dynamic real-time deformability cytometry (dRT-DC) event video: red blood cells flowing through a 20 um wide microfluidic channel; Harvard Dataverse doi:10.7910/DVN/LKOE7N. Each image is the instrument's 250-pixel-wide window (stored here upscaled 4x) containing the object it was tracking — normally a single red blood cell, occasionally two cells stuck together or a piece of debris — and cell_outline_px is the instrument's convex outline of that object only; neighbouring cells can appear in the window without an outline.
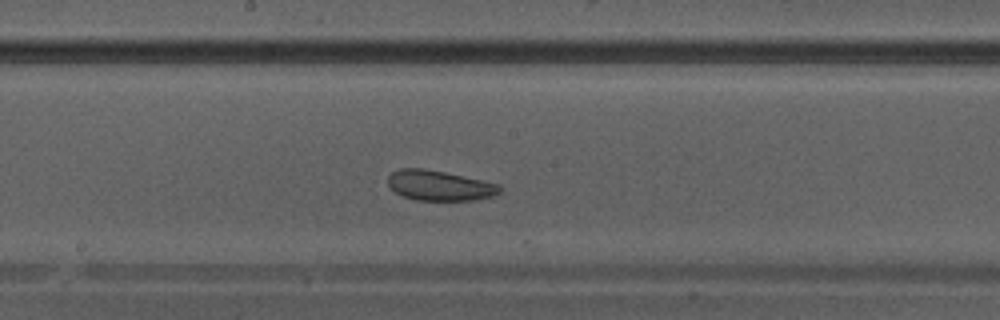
{"species": "Egyptian fruit bat (a non-hibernating species)", "species_latin": "Rousettus aegyptiacus", "temperature_condition": "warm", "stored_images_in_passage": 30, "camera_frame_rate_fps": 3000, "um_per_image_px": 0.085, "animal": {"sex": "male"}, "frame": {"image": 1, "passage_image": 14, "time_ms": 4.333, "image_size_px": [1000, 320], "cell_outline_px": [[504, 188], [500, 192], [492, 196], [476, 200], [416, 200], [404, 196], [396, 192], [388, 184], [388, 176], [392, 172], [400, 168], [424, 168], [484, 180], [500, 184]], "centroid_in_image_um": [37.4, 15.76], "position_along_channel_um": 210.8, "area_um2": 19.71}}
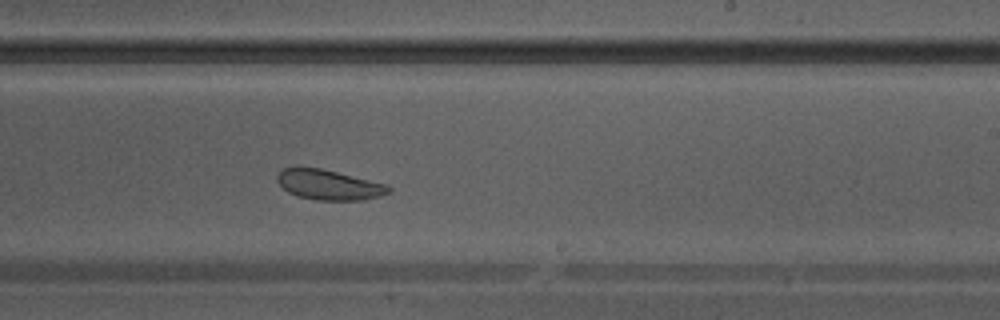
{"frame": {"image": 2, "passage_image": 17, "time_ms": 5.333, "image_size_px": [1000, 320], "cell_outline_px": [[392, 188], [388, 192], [380, 196], [364, 200], [316, 200], [300, 196], [288, 192], [276, 180], [276, 176], [284, 168], [320, 168], [388, 184]], "centroid_in_image_um": [27.99, 15.72], "position_along_channel_um": 261.0, "area_um2": 19.31}}